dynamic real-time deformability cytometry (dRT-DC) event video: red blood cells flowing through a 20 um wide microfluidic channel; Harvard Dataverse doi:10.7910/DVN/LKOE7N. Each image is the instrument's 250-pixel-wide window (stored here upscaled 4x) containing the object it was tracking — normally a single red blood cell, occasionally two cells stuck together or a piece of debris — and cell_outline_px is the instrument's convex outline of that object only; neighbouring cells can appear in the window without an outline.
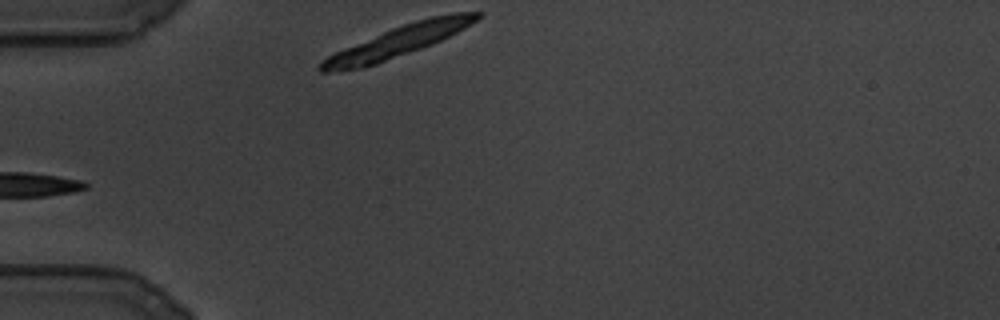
{"species": "common noctule bat (a hibernating species)", "species_latin": "Nyctalus noctula", "temperature_condition": "cold", "stored_images_in_passage": 75, "camera_frame_rate_fps": 3000, "um_per_image_px": 0.085, "animal": {"sex": "male", "body_mass_g": 19.5, "forearm_length_mm": 54.6}, "frame": {"image": 1, "passage_image": 1, "time_ms": 0.0, "image_size_px": [1000, 320], "cell_outline_px": [[484, 12], [476, 20], [464, 28], [432, 44], [376, 64], [364, 68], [328, 72], [320, 72], [316, 68], [328, 56], [344, 48], [392, 28], [416, 20], [432, 16], [452, 12]], "centroid_in_image_um": [33.81, 3.53], "position_along_channel_um": 51.2, "area_um2": 27.69}}